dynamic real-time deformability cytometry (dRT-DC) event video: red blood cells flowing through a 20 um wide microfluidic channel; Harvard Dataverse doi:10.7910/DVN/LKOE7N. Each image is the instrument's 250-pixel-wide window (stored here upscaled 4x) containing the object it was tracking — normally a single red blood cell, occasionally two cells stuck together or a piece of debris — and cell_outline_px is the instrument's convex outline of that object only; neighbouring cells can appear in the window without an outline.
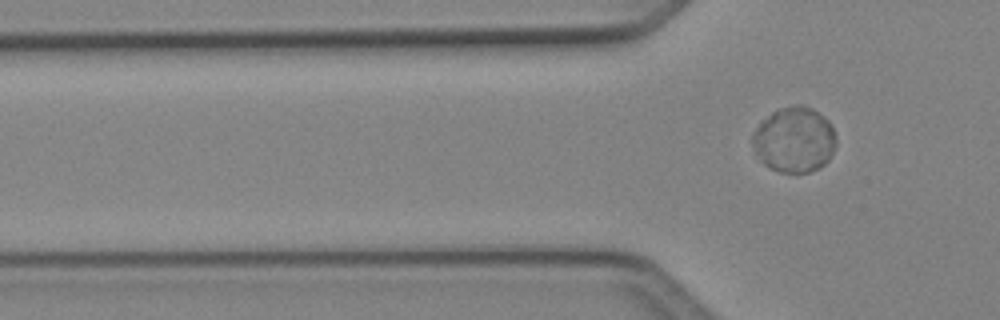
{"species": "Egyptian fruit bat (a non-hibernating species)", "species_latin": "Rousettus aegyptiacus", "temperature_condition": "cold", "stored_images_in_passage": 8, "segment_of_instrument_passage": [2, 2], "camera_frame_rate_fps": 3000, "um_per_image_px": 0.085, "animal": {"sex": "female"}, "frame": {"image": 1, "passage_image": 8, "time_ms": 2.333, "image_size_px": [1000, 320], "cell_outline_px": [[836, 144], [828, 160], [820, 168], [808, 172], [780, 172], [768, 168], [764, 164], [756, 152], [752, 144], [752, 132], [760, 120], [772, 112], [780, 108], [796, 104], [800, 104], [812, 108], [824, 116], [832, 124], [836, 136]], "centroid_in_image_um": [67.51, 11.86], "position_along_channel_um": 58.3, "area_um2": 32.19}}